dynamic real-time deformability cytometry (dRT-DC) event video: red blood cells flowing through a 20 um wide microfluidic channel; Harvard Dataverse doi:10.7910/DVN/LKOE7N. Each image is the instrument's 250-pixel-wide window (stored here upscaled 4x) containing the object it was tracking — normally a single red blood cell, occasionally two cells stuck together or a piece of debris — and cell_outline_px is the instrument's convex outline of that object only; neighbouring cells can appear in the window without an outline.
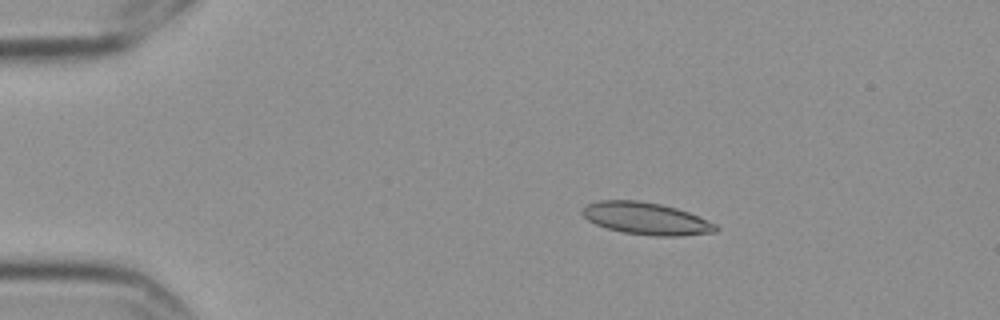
{"species": "Egyptian fruit bat (a non-hibernating species)", "species_latin": "Rousettus aegyptiacus", "temperature_condition": "cold", "stored_images_in_passage": 5, "camera_frame_rate_fps": 3000, "um_per_image_px": 0.085, "frame": {"image": 1, "passage_image": 3, "time_ms": 0.667, "image_size_px": [1000, 320], "cell_outline_px": [[720, 228], [716, 232], [684, 236], [656, 236], [624, 232], [608, 228], [596, 224], [588, 220], [580, 212], [580, 208], [596, 200], [636, 200], [660, 204], [676, 208], [688, 212], [716, 224]], "centroid_in_image_um": [54.92, 18.57], "position_along_channel_um": 30.1, "area_um2": 25.03}}